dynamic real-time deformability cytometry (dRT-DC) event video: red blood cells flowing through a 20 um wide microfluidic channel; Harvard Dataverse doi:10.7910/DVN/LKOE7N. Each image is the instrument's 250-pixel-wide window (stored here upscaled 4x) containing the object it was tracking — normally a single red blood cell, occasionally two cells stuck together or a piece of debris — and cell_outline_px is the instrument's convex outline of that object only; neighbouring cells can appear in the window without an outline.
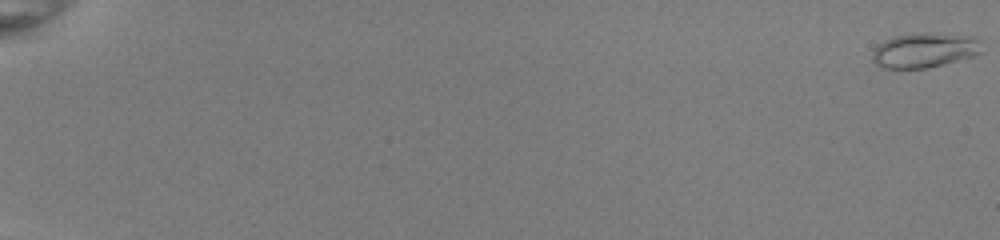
{"species": "common noctule bat (a hibernating species)", "species_latin": "Nyctalus noctula", "temperature_condition": "room temperature", "stored_images_in_passage": 54, "camera_frame_rate_fps": 3000, "um_per_image_px": 0.085, "animal": {"sex": "female", "body_mass_g": 22.0, "forearm_length_mm": 56.7}, "frame": {"image": 1, "passage_image": 1, "time_ms": 0.0, "image_size_px": [1000, 240], "cell_outline_px": [[984, 52], [976, 56], [928, 68], [880, 68], [872, 60], [872, 52], [884, 40], [892, 36], [912, 32], [928, 32], [972, 36], [980, 40]], "centroid_in_image_um": [78.62, 4.25], "position_along_channel_um": 6.4, "area_um2": 22.77}}
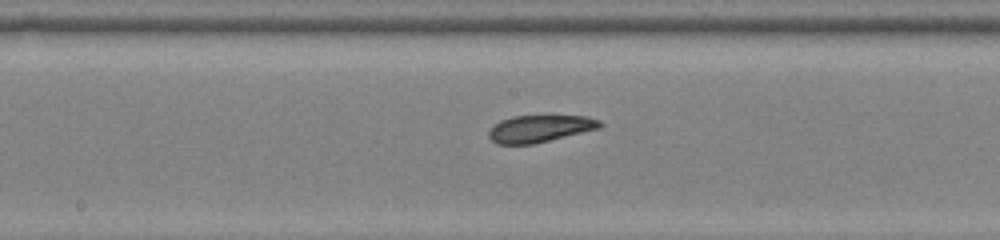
{"frame": {"image": 2, "passage_image": 32, "time_ms": 10.333, "image_size_px": [1000, 240], "cell_outline_px": [[604, 124], [600, 128], [532, 144], [496, 144], [488, 136], [488, 132], [500, 120], [512, 116], [552, 112], [588, 116], [600, 120]], "centroid_in_image_um": [45.95, 10.85], "position_along_channel_um": 202.2, "area_um2": 18.5}}
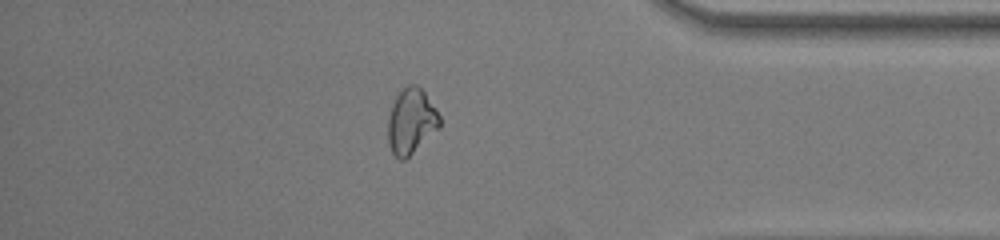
{"frame": {"image": 3, "passage_image": 48, "time_ms": 15.667, "image_size_px": [1000, 240], "cell_outline_px": [[440, 128], [404, 160], [400, 160], [392, 152], [388, 144], [388, 116], [392, 104], [396, 96], [408, 84], [416, 84], [424, 92], [436, 108], [440, 116]], "centroid_in_image_um": [34.95, 10.31], "position_along_channel_um": 400.2, "area_um2": 19.65}, "authors_computed_cell_mechanics": {"area_um2": 19.363, "velocity_mm_per_s": 4.0096, "shape_relaxation_time_tau1_ms": 5.1658, "shape_relaxation_time_tau2_ms": 1.2549, "deformation_change_tau1": 0.1677, "deformation_change_tau2": 0.0737}}